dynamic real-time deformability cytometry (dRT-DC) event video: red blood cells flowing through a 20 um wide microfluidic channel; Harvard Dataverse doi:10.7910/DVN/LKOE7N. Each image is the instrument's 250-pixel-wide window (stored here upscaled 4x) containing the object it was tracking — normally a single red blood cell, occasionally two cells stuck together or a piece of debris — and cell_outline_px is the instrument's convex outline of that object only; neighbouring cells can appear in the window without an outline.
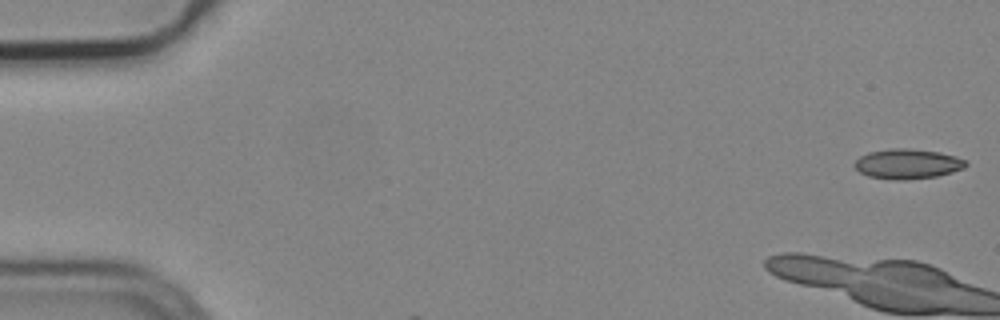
{"species": "common noctule bat (a hibernating species)", "species_latin": "Nyctalus noctula", "temperature_condition": "cold", "stored_images_in_passage": 11, "camera_frame_rate_fps": 3000, "um_per_image_px": 0.085, "animal": {"sex": "male", "body_mass_g": 19.2, "forearm_length_mm": 51.8}, "frame": {"image": 1, "passage_image": 1, "time_ms": 0.0, "image_size_px": [1000, 320], "cell_outline_px": [[968, 164], [964, 168], [952, 172], [936, 176], [904, 180], [896, 180], [868, 176], [860, 172], [856, 168], [856, 160], [860, 156], [868, 152], [892, 148], [908, 148], [940, 152], [956, 156], [964, 160]], "centroid_in_image_um": [77.15, 13.92], "position_along_channel_um": 7.8, "area_um2": 19.31}}